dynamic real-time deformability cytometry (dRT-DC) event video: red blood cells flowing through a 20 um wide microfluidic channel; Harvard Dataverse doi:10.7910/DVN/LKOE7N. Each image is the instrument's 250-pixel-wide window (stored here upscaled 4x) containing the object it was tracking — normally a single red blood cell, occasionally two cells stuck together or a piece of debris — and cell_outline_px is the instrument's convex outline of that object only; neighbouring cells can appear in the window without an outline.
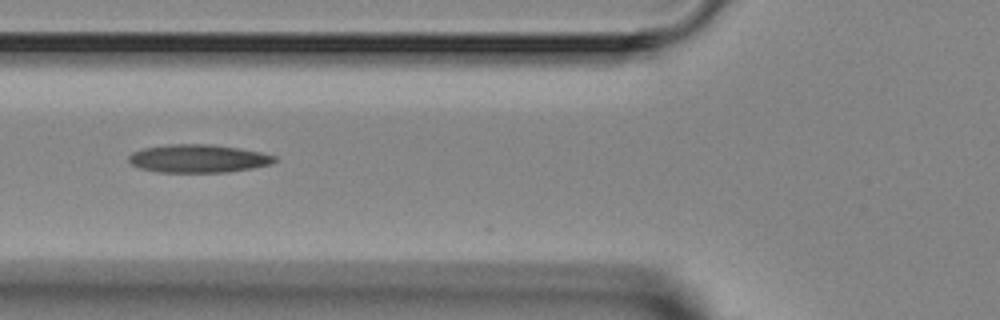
{"species": "Egyptian fruit bat (a non-hibernating species)", "species_latin": "Rousettus aegyptiacus", "temperature_condition": "room temperature", "stored_images_in_passage": 4, "camera_frame_rate_fps": 3000, "um_per_image_px": 0.085, "animal": {"sex": "female"}, "frame": {"image": 1, "passage_image": 4, "time_ms": 4.333, "image_size_px": [1000, 320], "cell_outline_px": [[280, 160], [272, 164], [252, 168], [228, 172], [160, 172], [140, 168], [132, 164], [128, 160], [128, 156], [132, 152], [144, 148], [168, 144], [208, 144], [240, 148], [260, 152], [276, 156]], "centroid_in_image_um": [16.89, 13.47], "position_along_channel_um": 108.9, "area_um2": 23.99}}